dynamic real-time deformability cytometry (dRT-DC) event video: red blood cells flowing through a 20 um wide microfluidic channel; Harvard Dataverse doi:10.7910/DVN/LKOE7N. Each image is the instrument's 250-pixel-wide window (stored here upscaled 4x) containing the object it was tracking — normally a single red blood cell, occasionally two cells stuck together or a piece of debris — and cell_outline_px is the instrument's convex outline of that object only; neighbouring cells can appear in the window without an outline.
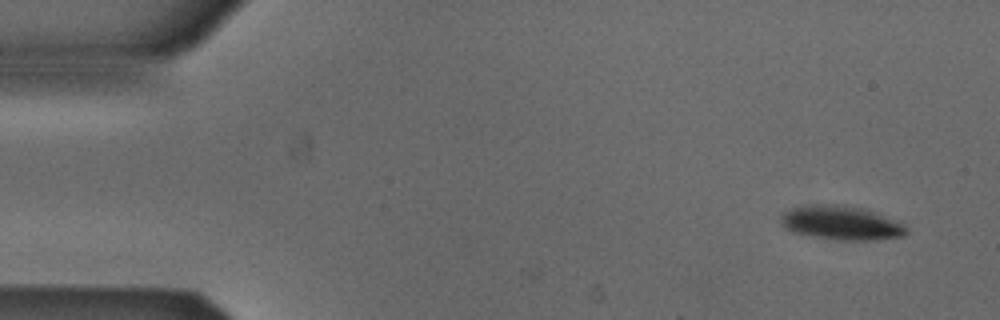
{"species": "Egyptian fruit bat (a non-hibernating species)", "species_latin": "Rousettus aegyptiacus", "temperature_condition": "cold", "stored_images_in_passage": 4, "camera_frame_rate_fps": 3000, "um_per_image_px": 0.085, "animal": {"sex": "male"}, "frame": {"image": 1, "passage_image": 1, "time_ms": 0.0, "image_size_px": [1000, 320], "cell_outline_px": [[908, 232], [904, 236], [872, 240], [836, 240], [812, 236], [792, 232], [780, 220], [780, 216], [784, 212], [792, 208], [812, 204], [844, 204], [868, 208], [904, 224], [908, 228]], "centroid_in_image_um": [71.56, 18.93], "position_along_channel_um": 13.4, "area_um2": 25.2}}
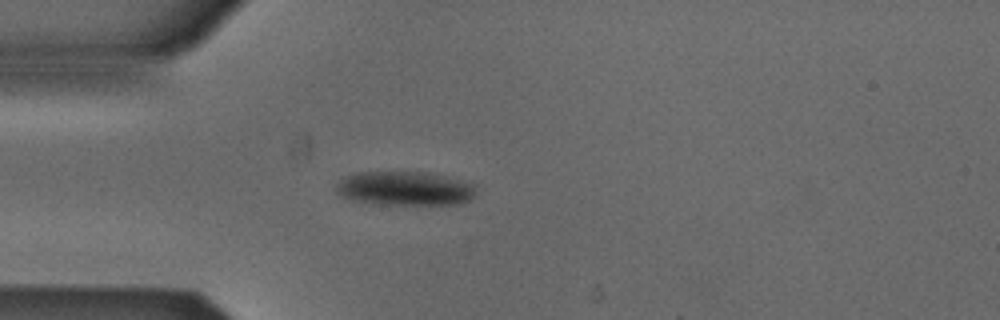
{"frame": {"image": 2, "passage_image": 4, "time_ms": 1.0, "image_size_px": [1000, 320], "cell_outline_px": [[476, 196], [472, 200], [460, 204], [376, 204], [352, 200], [340, 196], [336, 192], [336, 184], [344, 176], [352, 172], [428, 172], [476, 184]], "centroid_in_image_um": [34.42, 16.02], "position_along_channel_um": 50.6, "area_um2": 28.21}}